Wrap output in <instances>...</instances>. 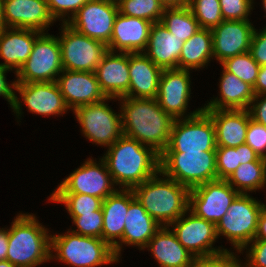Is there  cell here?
Wrapping results in <instances>:
<instances>
[{
	"label": "cell",
	"mask_w": 266,
	"mask_h": 267,
	"mask_svg": "<svg viewBox=\"0 0 266 267\" xmlns=\"http://www.w3.org/2000/svg\"><path fill=\"white\" fill-rule=\"evenodd\" d=\"M248 110L251 119L266 127V95H255Z\"/></svg>",
	"instance_id": "47"
},
{
	"label": "cell",
	"mask_w": 266,
	"mask_h": 267,
	"mask_svg": "<svg viewBox=\"0 0 266 267\" xmlns=\"http://www.w3.org/2000/svg\"><path fill=\"white\" fill-rule=\"evenodd\" d=\"M72 222L77 227L71 232L82 236L96 237L102 239L103 230V212L99 210L80 216H71Z\"/></svg>",
	"instance_id": "39"
},
{
	"label": "cell",
	"mask_w": 266,
	"mask_h": 267,
	"mask_svg": "<svg viewBox=\"0 0 266 267\" xmlns=\"http://www.w3.org/2000/svg\"><path fill=\"white\" fill-rule=\"evenodd\" d=\"M160 22L171 34L184 42L200 29L198 21L186 4L177 8H164Z\"/></svg>",
	"instance_id": "34"
},
{
	"label": "cell",
	"mask_w": 266,
	"mask_h": 267,
	"mask_svg": "<svg viewBox=\"0 0 266 267\" xmlns=\"http://www.w3.org/2000/svg\"><path fill=\"white\" fill-rule=\"evenodd\" d=\"M42 32L32 29L8 28L0 30V66L16 74L29 58L35 40Z\"/></svg>",
	"instance_id": "25"
},
{
	"label": "cell",
	"mask_w": 266,
	"mask_h": 267,
	"mask_svg": "<svg viewBox=\"0 0 266 267\" xmlns=\"http://www.w3.org/2000/svg\"><path fill=\"white\" fill-rule=\"evenodd\" d=\"M14 90L20 94L32 114L62 115L70 110L65 103L57 82L15 83Z\"/></svg>",
	"instance_id": "20"
},
{
	"label": "cell",
	"mask_w": 266,
	"mask_h": 267,
	"mask_svg": "<svg viewBox=\"0 0 266 267\" xmlns=\"http://www.w3.org/2000/svg\"><path fill=\"white\" fill-rule=\"evenodd\" d=\"M132 190L147 213L161 226H169L188 210L190 190L161 172Z\"/></svg>",
	"instance_id": "3"
},
{
	"label": "cell",
	"mask_w": 266,
	"mask_h": 267,
	"mask_svg": "<svg viewBox=\"0 0 266 267\" xmlns=\"http://www.w3.org/2000/svg\"><path fill=\"white\" fill-rule=\"evenodd\" d=\"M223 20H250L253 0H219ZM250 13V14H249Z\"/></svg>",
	"instance_id": "42"
},
{
	"label": "cell",
	"mask_w": 266,
	"mask_h": 267,
	"mask_svg": "<svg viewBox=\"0 0 266 267\" xmlns=\"http://www.w3.org/2000/svg\"><path fill=\"white\" fill-rule=\"evenodd\" d=\"M266 161L259 157L247 144L235 148L216 147V171L218 179L227 180L240 164Z\"/></svg>",
	"instance_id": "33"
},
{
	"label": "cell",
	"mask_w": 266,
	"mask_h": 267,
	"mask_svg": "<svg viewBox=\"0 0 266 267\" xmlns=\"http://www.w3.org/2000/svg\"><path fill=\"white\" fill-rule=\"evenodd\" d=\"M160 172L191 190L218 179L216 151L161 153Z\"/></svg>",
	"instance_id": "6"
},
{
	"label": "cell",
	"mask_w": 266,
	"mask_h": 267,
	"mask_svg": "<svg viewBox=\"0 0 266 267\" xmlns=\"http://www.w3.org/2000/svg\"><path fill=\"white\" fill-rule=\"evenodd\" d=\"M164 8H177L187 4L188 0H158Z\"/></svg>",
	"instance_id": "51"
},
{
	"label": "cell",
	"mask_w": 266,
	"mask_h": 267,
	"mask_svg": "<svg viewBox=\"0 0 266 267\" xmlns=\"http://www.w3.org/2000/svg\"><path fill=\"white\" fill-rule=\"evenodd\" d=\"M88 158L79 168L66 177L52 193L88 194L104 200L115 193V183L110 175L106 162L100 158L97 163Z\"/></svg>",
	"instance_id": "12"
},
{
	"label": "cell",
	"mask_w": 266,
	"mask_h": 267,
	"mask_svg": "<svg viewBox=\"0 0 266 267\" xmlns=\"http://www.w3.org/2000/svg\"><path fill=\"white\" fill-rule=\"evenodd\" d=\"M129 207V189L117 190L102 202V239L113 249L122 239L125 215Z\"/></svg>",
	"instance_id": "30"
},
{
	"label": "cell",
	"mask_w": 266,
	"mask_h": 267,
	"mask_svg": "<svg viewBox=\"0 0 266 267\" xmlns=\"http://www.w3.org/2000/svg\"><path fill=\"white\" fill-rule=\"evenodd\" d=\"M184 41L171 34L161 22L152 24L144 54L162 69H179Z\"/></svg>",
	"instance_id": "27"
},
{
	"label": "cell",
	"mask_w": 266,
	"mask_h": 267,
	"mask_svg": "<svg viewBox=\"0 0 266 267\" xmlns=\"http://www.w3.org/2000/svg\"><path fill=\"white\" fill-rule=\"evenodd\" d=\"M116 98H105L99 103L80 106L73 111L86 139L96 145L110 147L122 135L121 114L106 103Z\"/></svg>",
	"instance_id": "11"
},
{
	"label": "cell",
	"mask_w": 266,
	"mask_h": 267,
	"mask_svg": "<svg viewBox=\"0 0 266 267\" xmlns=\"http://www.w3.org/2000/svg\"><path fill=\"white\" fill-rule=\"evenodd\" d=\"M11 71L7 68L0 66V96L5 98L9 102L10 107L13 109V112L16 114L17 118L20 119L22 115V101L17 97L16 92L14 91L15 82H12L10 85L6 81V73ZM13 88V89H12ZM20 116V117H19Z\"/></svg>",
	"instance_id": "45"
},
{
	"label": "cell",
	"mask_w": 266,
	"mask_h": 267,
	"mask_svg": "<svg viewBox=\"0 0 266 267\" xmlns=\"http://www.w3.org/2000/svg\"><path fill=\"white\" fill-rule=\"evenodd\" d=\"M215 126L216 147L235 148L245 144L247 127L251 115L248 109L204 110Z\"/></svg>",
	"instance_id": "24"
},
{
	"label": "cell",
	"mask_w": 266,
	"mask_h": 267,
	"mask_svg": "<svg viewBox=\"0 0 266 267\" xmlns=\"http://www.w3.org/2000/svg\"><path fill=\"white\" fill-rule=\"evenodd\" d=\"M63 70L58 36L42 33L35 40L29 58L16 73L14 82H55Z\"/></svg>",
	"instance_id": "9"
},
{
	"label": "cell",
	"mask_w": 266,
	"mask_h": 267,
	"mask_svg": "<svg viewBox=\"0 0 266 267\" xmlns=\"http://www.w3.org/2000/svg\"><path fill=\"white\" fill-rule=\"evenodd\" d=\"M48 200L63 203L70 216H80L99 210L103 202L101 198L78 193H52Z\"/></svg>",
	"instance_id": "35"
},
{
	"label": "cell",
	"mask_w": 266,
	"mask_h": 267,
	"mask_svg": "<svg viewBox=\"0 0 266 267\" xmlns=\"http://www.w3.org/2000/svg\"><path fill=\"white\" fill-rule=\"evenodd\" d=\"M254 240H266V204L263 206L259 214Z\"/></svg>",
	"instance_id": "49"
},
{
	"label": "cell",
	"mask_w": 266,
	"mask_h": 267,
	"mask_svg": "<svg viewBox=\"0 0 266 267\" xmlns=\"http://www.w3.org/2000/svg\"><path fill=\"white\" fill-rule=\"evenodd\" d=\"M213 60V44L211 29L200 28L184 42L179 57V69L192 70L208 66Z\"/></svg>",
	"instance_id": "31"
},
{
	"label": "cell",
	"mask_w": 266,
	"mask_h": 267,
	"mask_svg": "<svg viewBox=\"0 0 266 267\" xmlns=\"http://www.w3.org/2000/svg\"><path fill=\"white\" fill-rule=\"evenodd\" d=\"M253 91L255 95H266V65L260 66Z\"/></svg>",
	"instance_id": "48"
},
{
	"label": "cell",
	"mask_w": 266,
	"mask_h": 267,
	"mask_svg": "<svg viewBox=\"0 0 266 267\" xmlns=\"http://www.w3.org/2000/svg\"><path fill=\"white\" fill-rule=\"evenodd\" d=\"M123 135L161 154L168 146L174 119L153 98L121 97Z\"/></svg>",
	"instance_id": "1"
},
{
	"label": "cell",
	"mask_w": 266,
	"mask_h": 267,
	"mask_svg": "<svg viewBox=\"0 0 266 267\" xmlns=\"http://www.w3.org/2000/svg\"><path fill=\"white\" fill-rule=\"evenodd\" d=\"M0 267H16L15 265L11 264L9 261L4 260L0 261Z\"/></svg>",
	"instance_id": "53"
},
{
	"label": "cell",
	"mask_w": 266,
	"mask_h": 267,
	"mask_svg": "<svg viewBox=\"0 0 266 267\" xmlns=\"http://www.w3.org/2000/svg\"><path fill=\"white\" fill-rule=\"evenodd\" d=\"M216 151L215 126L202 110L193 117L175 119L168 146L162 153Z\"/></svg>",
	"instance_id": "8"
},
{
	"label": "cell",
	"mask_w": 266,
	"mask_h": 267,
	"mask_svg": "<svg viewBox=\"0 0 266 267\" xmlns=\"http://www.w3.org/2000/svg\"><path fill=\"white\" fill-rule=\"evenodd\" d=\"M162 71L143 52L129 53L128 97L156 99Z\"/></svg>",
	"instance_id": "26"
},
{
	"label": "cell",
	"mask_w": 266,
	"mask_h": 267,
	"mask_svg": "<svg viewBox=\"0 0 266 267\" xmlns=\"http://www.w3.org/2000/svg\"><path fill=\"white\" fill-rule=\"evenodd\" d=\"M3 17L5 27L42 33L55 22L46 0H3Z\"/></svg>",
	"instance_id": "19"
},
{
	"label": "cell",
	"mask_w": 266,
	"mask_h": 267,
	"mask_svg": "<svg viewBox=\"0 0 266 267\" xmlns=\"http://www.w3.org/2000/svg\"><path fill=\"white\" fill-rule=\"evenodd\" d=\"M118 12L116 0H88L67 24L79 33L108 45Z\"/></svg>",
	"instance_id": "14"
},
{
	"label": "cell",
	"mask_w": 266,
	"mask_h": 267,
	"mask_svg": "<svg viewBox=\"0 0 266 267\" xmlns=\"http://www.w3.org/2000/svg\"><path fill=\"white\" fill-rule=\"evenodd\" d=\"M262 3H263V9L266 12V0H262Z\"/></svg>",
	"instance_id": "54"
},
{
	"label": "cell",
	"mask_w": 266,
	"mask_h": 267,
	"mask_svg": "<svg viewBox=\"0 0 266 267\" xmlns=\"http://www.w3.org/2000/svg\"><path fill=\"white\" fill-rule=\"evenodd\" d=\"M190 85V70L163 69L156 100L174 120L193 117L203 110V107H200L188 115L186 114L191 98Z\"/></svg>",
	"instance_id": "16"
},
{
	"label": "cell",
	"mask_w": 266,
	"mask_h": 267,
	"mask_svg": "<svg viewBox=\"0 0 266 267\" xmlns=\"http://www.w3.org/2000/svg\"><path fill=\"white\" fill-rule=\"evenodd\" d=\"M245 144L254 150L259 157L266 159V127L250 119Z\"/></svg>",
	"instance_id": "43"
},
{
	"label": "cell",
	"mask_w": 266,
	"mask_h": 267,
	"mask_svg": "<svg viewBox=\"0 0 266 267\" xmlns=\"http://www.w3.org/2000/svg\"><path fill=\"white\" fill-rule=\"evenodd\" d=\"M249 52L260 66L266 65V27L261 31L254 29Z\"/></svg>",
	"instance_id": "46"
},
{
	"label": "cell",
	"mask_w": 266,
	"mask_h": 267,
	"mask_svg": "<svg viewBox=\"0 0 266 267\" xmlns=\"http://www.w3.org/2000/svg\"><path fill=\"white\" fill-rule=\"evenodd\" d=\"M227 182L239 193L255 192L266 186V161L240 164Z\"/></svg>",
	"instance_id": "32"
},
{
	"label": "cell",
	"mask_w": 266,
	"mask_h": 267,
	"mask_svg": "<svg viewBox=\"0 0 266 267\" xmlns=\"http://www.w3.org/2000/svg\"><path fill=\"white\" fill-rule=\"evenodd\" d=\"M87 1L88 0H46V3L55 21L59 19L62 23H67ZM66 16L68 18H66Z\"/></svg>",
	"instance_id": "41"
},
{
	"label": "cell",
	"mask_w": 266,
	"mask_h": 267,
	"mask_svg": "<svg viewBox=\"0 0 266 267\" xmlns=\"http://www.w3.org/2000/svg\"><path fill=\"white\" fill-rule=\"evenodd\" d=\"M187 212L190 213L185 218ZM170 226L178 241L194 257L214 255L226 250L222 246L218 248L212 246L218 239L216 225L196 216L189 209Z\"/></svg>",
	"instance_id": "15"
},
{
	"label": "cell",
	"mask_w": 266,
	"mask_h": 267,
	"mask_svg": "<svg viewBox=\"0 0 266 267\" xmlns=\"http://www.w3.org/2000/svg\"><path fill=\"white\" fill-rule=\"evenodd\" d=\"M245 249L248 251L242 267H266V240H253L238 253H243Z\"/></svg>",
	"instance_id": "44"
},
{
	"label": "cell",
	"mask_w": 266,
	"mask_h": 267,
	"mask_svg": "<svg viewBox=\"0 0 266 267\" xmlns=\"http://www.w3.org/2000/svg\"><path fill=\"white\" fill-rule=\"evenodd\" d=\"M35 214H18L9 228L7 261L16 267H36L49 261L51 235Z\"/></svg>",
	"instance_id": "4"
},
{
	"label": "cell",
	"mask_w": 266,
	"mask_h": 267,
	"mask_svg": "<svg viewBox=\"0 0 266 267\" xmlns=\"http://www.w3.org/2000/svg\"><path fill=\"white\" fill-rule=\"evenodd\" d=\"M125 226L121 241L113 248L116 258H121L122 243L126 246H138L144 250L149 240L161 228L137 200L132 189H129V207L125 215Z\"/></svg>",
	"instance_id": "18"
},
{
	"label": "cell",
	"mask_w": 266,
	"mask_h": 267,
	"mask_svg": "<svg viewBox=\"0 0 266 267\" xmlns=\"http://www.w3.org/2000/svg\"><path fill=\"white\" fill-rule=\"evenodd\" d=\"M221 65L227 72L234 74L243 82H246L254 87L260 65L252 58L249 51L228 58L223 61Z\"/></svg>",
	"instance_id": "37"
},
{
	"label": "cell",
	"mask_w": 266,
	"mask_h": 267,
	"mask_svg": "<svg viewBox=\"0 0 266 267\" xmlns=\"http://www.w3.org/2000/svg\"><path fill=\"white\" fill-rule=\"evenodd\" d=\"M254 25L250 20H223L212 31L213 57L221 64L250 50Z\"/></svg>",
	"instance_id": "17"
},
{
	"label": "cell",
	"mask_w": 266,
	"mask_h": 267,
	"mask_svg": "<svg viewBox=\"0 0 266 267\" xmlns=\"http://www.w3.org/2000/svg\"><path fill=\"white\" fill-rule=\"evenodd\" d=\"M239 194L227 180L208 181L189 191L188 209L196 216L217 225Z\"/></svg>",
	"instance_id": "13"
},
{
	"label": "cell",
	"mask_w": 266,
	"mask_h": 267,
	"mask_svg": "<svg viewBox=\"0 0 266 267\" xmlns=\"http://www.w3.org/2000/svg\"><path fill=\"white\" fill-rule=\"evenodd\" d=\"M220 98L216 97L203 106V110L232 109L246 110L255 96L253 87L222 67Z\"/></svg>",
	"instance_id": "29"
},
{
	"label": "cell",
	"mask_w": 266,
	"mask_h": 267,
	"mask_svg": "<svg viewBox=\"0 0 266 267\" xmlns=\"http://www.w3.org/2000/svg\"><path fill=\"white\" fill-rule=\"evenodd\" d=\"M264 205L248 193H240L216 225L218 238L226 237L234 250L240 252L254 240L259 214Z\"/></svg>",
	"instance_id": "7"
},
{
	"label": "cell",
	"mask_w": 266,
	"mask_h": 267,
	"mask_svg": "<svg viewBox=\"0 0 266 267\" xmlns=\"http://www.w3.org/2000/svg\"><path fill=\"white\" fill-rule=\"evenodd\" d=\"M238 258L236 253L226 249L214 255L194 257L190 267H242Z\"/></svg>",
	"instance_id": "40"
},
{
	"label": "cell",
	"mask_w": 266,
	"mask_h": 267,
	"mask_svg": "<svg viewBox=\"0 0 266 267\" xmlns=\"http://www.w3.org/2000/svg\"><path fill=\"white\" fill-rule=\"evenodd\" d=\"M58 36L63 69L79 72H94L108 46L74 30L67 23L61 24Z\"/></svg>",
	"instance_id": "10"
},
{
	"label": "cell",
	"mask_w": 266,
	"mask_h": 267,
	"mask_svg": "<svg viewBox=\"0 0 266 267\" xmlns=\"http://www.w3.org/2000/svg\"><path fill=\"white\" fill-rule=\"evenodd\" d=\"M101 158L119 189H133L160 172V154L124 135Z\"/></svg>",
	"instance_id": "2"
},
{
	"label": "cell",
	"mask_w": 266,
	"mask_h": 267,
	"mask_svg": "<svg viewBox=\"0 0 266 267\" xmlns=\"http://www.w3.org/2000/svg\"><path fill=\"white\" fill-rule=\"evenodd\" d=\"M152 22L118 12L108 51L121 53L143 52L148 44Z\"/></svg>",
	"instance_id": "23"
},
{
	"label": "cell",
	"mask_w": 266,
	"mask_h": 267,
	"mask_svg": "<svg viewBox=\"0 0 266 267\" xmlns=\"http://www.w3.org/2000/svg\"><path fill=\"white\" fill-rule=\"evenodd\" d=\"M56 82L66 105L73 111L80 106L99 103L106 98L100 90L94 72H79L64 69L58 76Z\"/></svg>",
	"instance_id": "21"
},
{
	"label": "cell",
	"mask_w": 266,
	"mask_h": 267,
	"mask_svg": "<svg viewBox=\"0 0 266 267\" xmlns=\"http://www.w3.org/2000/svg\"><path fill=\"white\" fill-rule=\"evenodd\" d=\"M122 15L137 17L152 23L160 22L164 7L158 0H116Z\"/></svg>",
	"instance_id": "36"
},
{
	"label": "cell",
	"mask_w": 266,
	"mask_h": 267,
	"mask_svg": "<svg viewBox=\"0 0 266 267\" xmlns=\"http://www.w3.org/2000/svg\"><path fill=\"white\" fill-rule=\"evenodd\" d=\"M186 5L200 28L213 29L223 21L219 0H188Z\"/></svg>",
	"instance_id": "38"
},
{
	"label": "cell",
	"mask_w": 266,
	"mask_h": 267,
	"mask_svg": "<svg viewBox=\"0 0 266 267\" xmlns=\"http://www.w3.org/2000/svg\"><path fill=\"white\" fill-rule=\"evenodd\" d=\"M50 251L51 260L54 258L72 267H100L119 262L103 239L75 234L69 229L64 234H51Z\"/></svg>",
	"instance_id": "5"
},
{
	"label": "cell",
	"mask_w": 266,
	"mask_h": 267,
	"mask_svg": "<svg viewBox=\"0 0 266 267\" xmlns=\"http://www.w3.org/2000/svg\"><path fill=\"white\" fill-rule=\"evenodd\" d=\"M9 229L0 228V261L7 260Z\"/></svg>",
	"instance_id": "50"
},
{
	"label": "cell",
	"mask_w": 266,
	"mask_h": 267,
	"mask_svg": "<svg viewBox=\"0 0 266 267\" xmlns=\"http://www.w3.org/2000/svg\"><path fill=\"white\" fill-rule=\"evenodd\" d=\"M146 248L151 251L160 267H190L194 259L169 226H161Z\"/></svg>",
	"instance_id": "28"
},
{
	"label": "cell",
	"mask_w": 266,
	"mask_h": 267,
	"mask_svg": "<svg viewBox=\"0 0 266 267\" xmlns=\"http://www.w3.org/2000/svg\"><path fill=\"white\" fill-rule=\"evenodd\" d=\"M94 73L106 98L128 97L129 53L107 51Z\"/></svg>",
	"instance_id": "22"
},
{
	"label": "cell",
	"mask_w": 266,
	"mask_h": 267,
	"mask_svg": "<svg viewBox=\"0 0 266 267\" xmlns=\"http://www.w3.org/2000/svg\"><path fill=\"white\" fill-rule=\"evenodd\" d=\"M5 28L4 17H3V0H0V30Z\"/></svg>",
	"instance_id": "52"
}]
</instances>
